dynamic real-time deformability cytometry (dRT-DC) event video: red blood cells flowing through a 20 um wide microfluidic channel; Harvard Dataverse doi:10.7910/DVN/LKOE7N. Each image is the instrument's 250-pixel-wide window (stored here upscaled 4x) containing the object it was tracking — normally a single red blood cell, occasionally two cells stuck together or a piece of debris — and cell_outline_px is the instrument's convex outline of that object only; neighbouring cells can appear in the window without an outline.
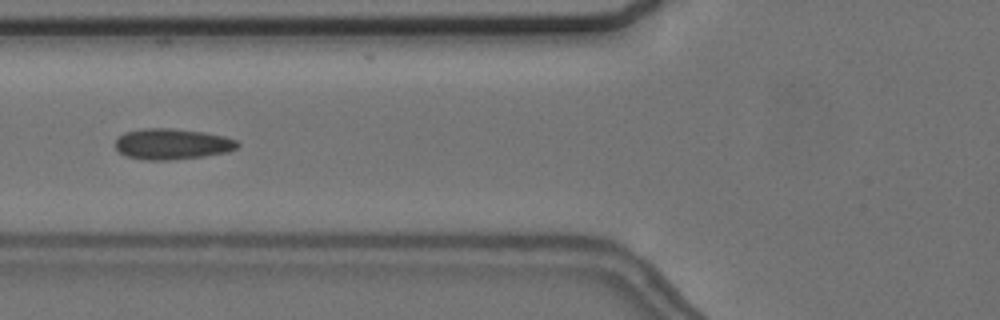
{"species": "common noctule bat (a hibernating species)", "species_latin": "Nyctalus noctula", "temperature_condition": "cold", "stored_images_in_passage": 48, "camera_frame_rate_fps": 3000, "um_per_image_px": 0.085, "animal": {"sex": "female", "body_mass_g": 24.6, "forearm_length_mm": 56.2}, "frame": {"image": 1, "passage_image": 14, "time_ms": 4.333, "image_size_px": [1000, 320], "cell_outline_px": [[240, 144], [236, 148], [228, 152], [204, 156], [168, 160], [148, 160], [124, 156], [116, 148], [116, 140], [124, 132], [144, 128], [172, 128], [204, 132], [224, 136], [236, 140]], "centroid_in_image_um": [14.63, 12.24], "position_along_channel_um": 111.2, "area_um2": 21.96}}
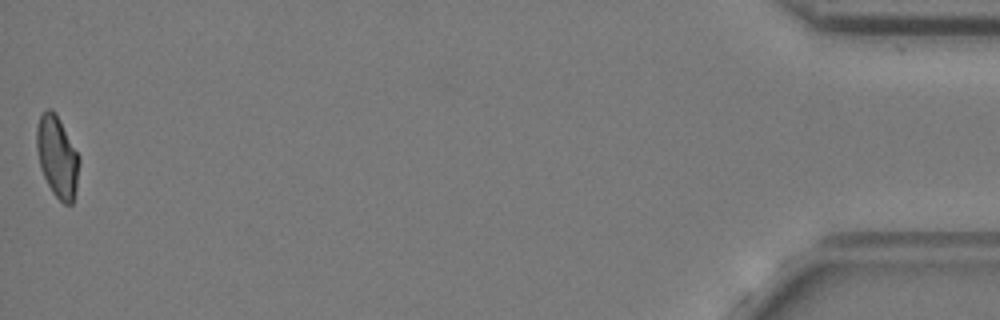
{"frame": {"image": 2, "passage_image": 48, "time_ms": 15.667, "image_size_px": [1000, 320], "cell_outline_px": [[80, 160], [76, 188], [72, 204], [64, 204], [52, 192], [40, 168], [36, 148], [36, 124], [44, 108], [52, 108], [56, 112], [80, 156]], "centroid_in_image_um": [4.86, 13.26], "position_along_channel_um": 430.3, "area_um2": 20.46}, "authors_computed_cell_mechanics": {"area_um2": 21.2415, "velocity_mm_per_s": 3.668, "shape_relaxation_time_tau1_ms": null, "shape_relaxation_time_tau2_ms": 1.383, "deformation_change_tau1": null, "deformation_change_tau2": 0.0656}}